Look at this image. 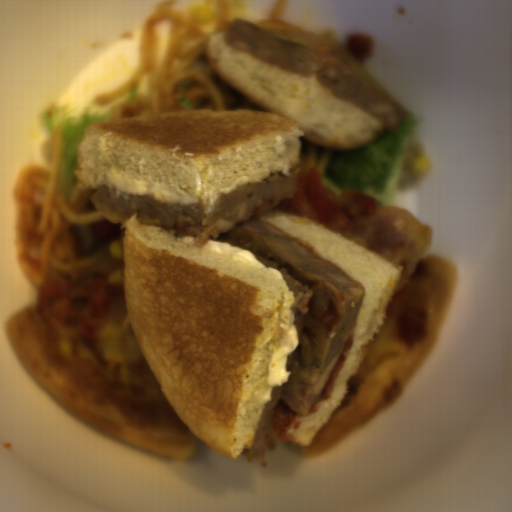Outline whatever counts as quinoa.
Returning a JSON list of instances; mask_svg holds the SVG:
<instances>
[{"mask_svg": "<svg viewBox=\"0 0 512 512\" xmlns=\"http://www.w3.org/2000/svg\"><path fill=\"white\" fill-rule=\"evenodd\" d=\"M424 155L422 147L412 136L394 191H403L412 186L419 179L421 172L416 166V163L417 160Z\"/></svg>", "mask_w": 512, "mask_h": 512, "instance_id": "quinoa-1", "label": "quinoa"}]
</instances>
